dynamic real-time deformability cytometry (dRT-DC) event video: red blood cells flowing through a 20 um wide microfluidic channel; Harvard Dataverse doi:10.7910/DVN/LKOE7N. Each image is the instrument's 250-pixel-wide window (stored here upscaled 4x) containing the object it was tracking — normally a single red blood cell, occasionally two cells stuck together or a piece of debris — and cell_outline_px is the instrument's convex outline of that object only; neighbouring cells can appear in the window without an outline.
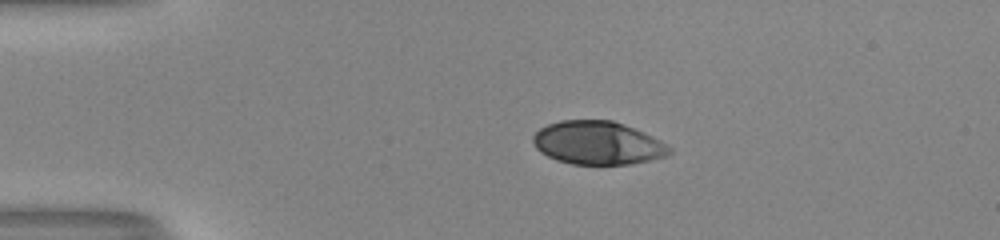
{"species": "human", "species_latin": "Homo sapiens", "temperature_condition": "room temperature", "stored_images_in_passage": 42, "camera_frame_rate_fps": 3000, "um_per_image_px": 0.085, "donor": {"sex": "male"}, "frame": {"image": 1, "passage_image": 1, "time_ms": 0.0, "image_size_px": [1000, 240], "cell_outline_px": [[672, 152], [668, 156], [628, 164], [572, 164], [556, 160], [540, 152], [536, 148], [532, 140], [532, 136], [540, 128], [548, 124], [560, 120], [612, 120], [624, 124], [644, 132], [660, 140], [672, 148]], "centroid_in_image_um": [50.8, 12.14], "position_along_channel_um": 34.2, "area_um2": 34.45}}
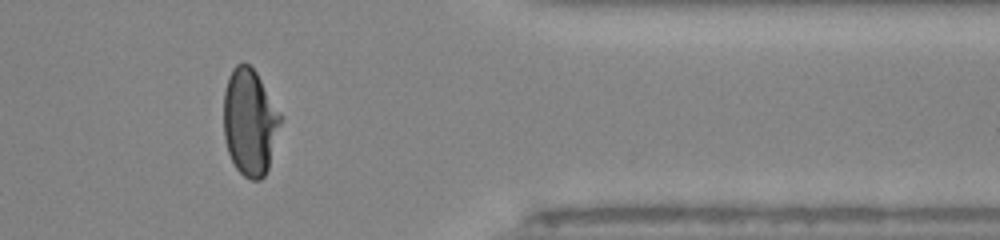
{"frame": {"image": 2, "passage_image": 33, "time_ms": 10.667, "image_size_px": [1000, 240], "cell_outline_px": [[284, 116], [268, 168], [264, 176], [260, 180], [252, 180], [244, 176], [236, 168], [228, 152], [224, 136], [224, 92], [228, 76], [232, 68], [236, 64], [244, 60], [256, 72]], "centroid_in_image_um": [21.25, 10.34], "position_along_channel_um": 390.1, "area_um2": 35.84}}
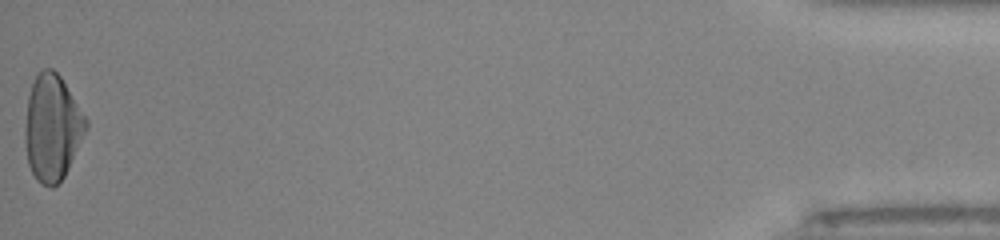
{"frame": {"image": 3, "passage_image": 42, "time_ms": 13.667, "image_size_px": [1000, 240], "cell_outline_px": [[88, 128], [64, 176], [52, 188], [40, 184], [36, 180], [28, 164], [24, 140], [24, 128], [28, 96], [32, 84], [36, 76], [44, 68], [52, 68], [60, 76], [88, 120]], "centroid_in_image_um": [4.43, 10.87], "position_along_channel_um": 430.8, "area_um2": 37.63}, "authors_computed_cell_mechanics": {"area_um2": 36.0383, "velocity_mm_per_s": 4.012, "shape_relaxation_time_tau1_ms": 4.8721, "shape_relaxation_time_tau2_ms": null, "deformation_change_tau1": 0.2281, "deformation_change_tau2": null}}